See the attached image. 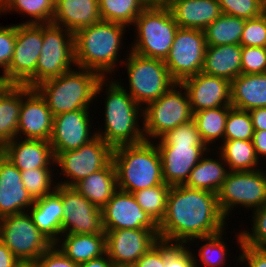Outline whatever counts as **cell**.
Returning a JSON list of instances; mask_svg holds the SVG:
<instances>
[{
  "label": "cell",
  "mask_w": 266,
  "mask_h": 267,
  "mask_svg": "<svg viewBox=\"0 0 266 267\" xmlns=\"http://www.w3.org/2000/svg\"><path fill=\"white\" fill-rule=\"evenodd\" d=\"M217 194L185 185L170 187L166 213L159 224V240L187 245L195 238L226 230Z\"/></svg>",
  "instance_id": "6da1fadb"
},
{
  "label": "cell",
  "mask_w": 266,
  "mask_h": 267,
  "mask_svg": "<svg viewBox=\"0 0 266 267\" xmlns=\"http://www.w3.org/2000/svg\"><path fill=\"white\" fill-rule=\"evenodd\" d=\"M112 78V79H111ZM102 78L96 88L95 97L104 92V129H96V135L113 149L124 145H135L145 141L143 132V108L129 95L114 77ZM107 87V88H106Z\"/></svg>",
  "instance_id": "7a4b0ae2"
},
{
  "label": "cell",
  "mask_w": 266,
  "mask_h": 267,
  "mask_svg": "<svg viewBox=\"0 0 266 267\" xmlns=\"http://www.w3.org/2000/svg\"><path fill=\"white\" fill-rule=\"evenodd\" d=\"M126 28L123 24L101 20L78 30L74 34L76 66L94 71L102 78L116 75L115 68L125 60L119 53L125 43Z\"/></svg>",
  "instance_id": "3957f363"
},
{
  "label": "cell",
  "mask_w": 266,
  "mask_h": 267,
  "mask_svg": "<svg viewBox=\"0 0 266 267\" xmlns=\"http://www.w3.org/2000/svg\"><path fill=\"white\" fill-rule=\"evenodd\" d=\"M101 79L98 73L75 66L58 77L41 82L34 89L54 117L76 110L92 111L90 103L96 99V88Z\"/></svg>",
  "instance_id": "277c9868"
},
{
  "label": "cell",
  "mask_w": 266,
  "mask_h": 267,
  "mask_svg": "<svg viewBox=\"0 0 266 267\" xmlns=\"http://www.w3.org/2000/svg\"><path fill=\"white\" fill-rule=\"evenodd\" d=\"M112 162L117 188L122 191L133 193L165 183L160 153L154 141L116 147Z\"/></svg>",
  "instance_id": "5b68a950"
},
{
  "label": "cell",
  "mask_w": 266,
  "mask_h": 267,
  "mask_svg": "<svg viewBox=\"0 0 266 267\" xmlns=\"http://www.w3.org/2000/svg\"><path fill=\"white\" fill-rule=\"evenodd\" d=\"M133 25L136 39L129 49L146 58L165 60L179 28L170 9L147 6Z\"/></svg>",
  "instance_id": "8992f818"
},
{
  "label": "cell",
  "mask_w": 266,
  "mask_h": 267,
  "mask_svg": "<svg viewBox=\"0 0 266 267\" xmlns=\"http://www.w3.org/2000/svg\"><path fill=\"white\" fill-rule=\"evenodd\" d=\"M126 54L125 63L128 75V84L124 87L121 79L117 82L126 90L129 95L144 108L152 101L159 99L164 93L170 90L177 82L170 75L164 60L146 58L135 54L131 50Z\"/></svg>",
  "instance_id": "52a82bcc"
},
{
  "label": "cell",
  "mask_w": 266,
  "mask_h": 267,
  "mask_svg": "<svg viewBox=\"0 0 266 267\" xmlns=\"http://www.w3.org/2000/svg\"><path fill=\"white\" fill-rule=\"evenodd\" d=\"M191 120L193 113L188 93L181 83H176L159 99L143 108L145 141H156L166 132Z\"/></svg>",
  "instance_id": "ba28073f"
},
{
  "label": "cell",
  "mask_w": 266,
  "mask_h": 267,
  "mask_svg": "<svg viewBox=\"0 0 266 267\" xmlns=\"http://www.w3.org/2000/svg\"><path fill=\"white\" fill-rule=\"evenodd\" d=\"M43 45V24H16L12 60L0 84L36 86V66Z\"/></svg>",
  "instance_id": "9c48e42d"
},
{
  "label": "cell",
  "mask_w": 266,
  "mask_h": 267,
  "mask_svg": "<svg viewBox=\"0 0 266 267\" xmlns=\"http://www.w3.org/2000/svg\"><path fill=\"white\" fill-rule=\"evenodd\" d=\"M263 169L228 172L217 193L219 207L227 220L234 208L254 211L266 204V170Z\"/></svg>",
  "instance_id": "30bf717a"
},
{
  "label": "cell",
  "mask_w": 266,
  "mask_h": 267,
  "mask_svg": "<svg viewBox=\"0 0 266 267\" xmlns=\"http://www.w3.org/2000/svg\"><path fill=\"white\" fill-rule=\"evenodd\" d=\"M113 148L96 136L90 142L75 150L60 152L55 157V169L64 178L57 184L73 187L80 180L106 167L113 156ZM64 180V181H63Z\"/></svg>",
  "instance_id": "8fae6325"
},
{
  "label": "cell",
  "mask_w": 266,
  "mask_h": 267,
  "mask_svg": "<svg viewBox=\"0 0 266 267\" xmlns=\"http://www.w3.org/2000/svg\"><path fill=\"white\" fill-rule=\"evenodd\" d=\"M75 66L74 34L53 23L43 24V45L36 66V86Z\"/></svg>",
  "instance_id": "7c38bea8"
},
{
  "label": "cell",
  "mask_w": 266,
  "mask_h": 267,
  "mask_svg": "<svg viewBox=\"0 0 266 267\" xmlns=\"http://www.w3.org/2000/svg\"><path fill=\"white\" fill-rule=\"evenodd\" d=\"M0 240L18 260L38 259L54 245L38 230L29 212L0 218Z\"/></svg>",
  "instance_id": "4fadbf2b"
},
{
  "label": "cell",
  "mask_w": 266,
  "mask_h": 267,
  "mask_svg": "<svg viewBox=\"0 0 266 267\" xmlns=\"http://www.w3.org/2000/svg\"><path fill=\"white\" fill-rule=\"evenodd\" d=\"M206 46L204 30L178 28L164 60L170 75L177 83L202 72Z\"/></svg>",
  "instance_id": "5bb4252c"
},
{
  "label": "cell",
  "mask_w": 266,
  "mask_h": 267,
  "mask_svg": "<svg viewBox=\"0 0 266 267\" xmlns=\"http://www.w3.org/2000/svg\"><path fill=\"white\" fill-rule=\"evenodd\" d=\"M101 209L104 230L150 229L159 235V225L143 211L132 193L117 189Z\"/></svg>",
  "instance_id": "9a60e30c"
},
{
  "label": "cell",
  "mask_w": 266,
  "mask_h": 267,
  "mask_svg": "<svg viewBox=\"0 0 266 267\" xmlns=\"http://www.w3.org/2000/svg\"><path fill=\"white\" fill-rule=\"evenodd\" d=\"M64 216L62 234L105 233L102 225V209L92 204L74 187L61 185Z\"/></svg>",
  "instance_id": "2e32d148"
},
{
  "label": "cell",
  "mask_w": 266,
  "mask_h": 267,
  "mask_svg": "<svg viewBox=\"0 0 266 267\" xmlns=\"http://www.w3.org/2000/svg\"><path fill=\"white\" fill-rule=\"evenodd\" d=\"M90 110L65 112L53 117L50 144L56 157L60 152L75 150L94 139L96 130Z\"/></svg>",
  "instance_id": "e0dca14e"
},
{
  "label": "cell",
  "mask_w": 266,
  "mask_h": 267,
  "mask_svg": "<svg viewBox=\"0 0 266 267\" xmlns=\"http://www.w3.org/2000/svg\"><path fill=\"white\" fill-rule=\"evenodd\" d=\"M106 253L113 264L134 265L159 237L150 229L104 230Z\"/></svg>",
  "instance_id": "ac0fdd59"
},
{
  "label": "cell",
  "mask_w": 266,
  "mask_h": 267,
  "mask_svg": "<svg viewBox=\"0 0 266 267\" xmlns=\"http://www.w3.org/2000/svg\"><path fill=\"white\" fill-rule=\"evenodd\" d=\"M53 116L45 100L34 89L22 85L17 137L49 141L52 134Z\"/></svg>",
  "instance_id": "d6986e66"
},
{
  "label": "cell",
  "mask_w": 266,
  "mask_h": 267,
  "mask_svg": "<svg viewBox=\"0 0 266 267\" xmlns=\"http://www.w3.org/2000/svg\"><path fill=\"white\" fill-rule=\"evenodd\" d=\"M165 184L184 185L191 170L210 149L205 144H156Z\"/></svg>",
  "instance_id": "ffe728a7"
},
{
  "label": "cell",
  "mask_w": 266,
  "mask_h": 267,
  "mask_svg": "<svg viewBox=\"0 0 266 267\" xmlns=\"http://www.w3.org/2000/svg\"><path fill=\"white\" fill-rule=\"evenodd\" d=\"M181 84L188 93L192 113L231 106V82L229 80L200 72L184 79Z\"/></svg>",
  "instance_id": "44dd1931"
},
{
  "label": "cell",
  "mask_w": 266,
  "mask_h": 267,
  "mask_svg": "<svg viewBox=\"0 0 266 267\" xmlns=\"http://www.w3.org/2000/svg\"><path fill=\"white\" fill-rule=\"evenodd\" d=\"M33 204L20 170L0 152V218L28 212Z\"/></svg>",
  "instance_id": "7402d4cb"
},
{
  "label": "cell",
  "mask_w": 266,
  "mask_h": 267,
  "mask_svg": "<svg viewBox=\"0 0 266 267\" xmlns=\"http://www.w3.org/2000/svg\"><path fill=\"white\" fill-rule=\"evenodd\" d=\"M0 152L19 170L55 166V156L49 141L16 137L6 143Z\"/></svg>",
  "instance_id": "603a6c76"
},
{
  "label": "cell",
  "mask_w": 266,
  "mask_h": 267,
  "mask_svg": "<svg viewBox=\"0 0 266 267\" xmlns=\"http://www.w3.org/2000/svg\"><path fill=\"white\" fill-rule=\"evenodd\" d=\"M99 0H55L53 24L75 34L101 21Z\"/></svg>",
  "instance_id": "cb8c5ba5"
},
{
  "label": "cell",
  "mask_w": 266,
  "mask_h": 267,
  "mask_svg": "<svg viewBox=\"0 0 266 267\" xmlns=\"http://www.w3.org/2000/svg\"><path fill=\"white\" fill-rule=\"evenodd\" d=\"M28 212L38 230L55 243L61 237L64 216L61 185L57 184L52 193L34 200Z\"/></svg>",
  "instance_id": "d4e9b609"
},
{
  "label": "cell",
  "mask_w": 266,
  "mask_h": 267,
  "mask_svg": "<svg viewBox=\"0 0 266 267\" xmlns=\"http://www.w3.org/2000/svg\"><path fill=\"white\" fill-rule=\"evenodd\" d=\"M167 7L180 28L204 30L222 14L218 0H172Z\"/></svg>",
  "instance_id": "484cf974"
},
{
  "label": "cell",
  "mask_w": 266,
  "mask_h": 267,
  "mask_svg": "<svg viewBox=\"0 0 266 267\" xmlns=\"http://www.w3.org/2000/svg\"><path fill=\"white\" fill-rule=\"evenodd\" d=\"M54 245L80 265L106 253V234H61Z\"/></svg>",
  "instance_id": "4316f807"
},
{
  "label": "cell",
  "mask_w": 266,
  "mask_h": 267,
  "mask_svg": "<svg viewBox=\"0 0 266 267\" xmlns=\"http://www.w3.org/2000/svg\"><path fill=\"white\" fill-rule=\"evenodd\" d=\"M231 106L243 111L266 107V73H241L233 79Z\"/></svg>",
  "instance_id": "83f0119b"
},
{
  "label": "cell",
  "mask_w": 266,
  "mask_h": 267,
  "mask_svg": "<svg viewBox=\"0 0 266 267\" xmlns=\"http://www.w3.org/2000/svg\"><path fill=\"white\" fill-rule=\"evenodd\" d=\"M241 45L206 46L202 72L230 82L241 74Z\"/></svg>",
  "instance_id": "f1b7e54d"
},
{
  "label": "cell",
  "mask_w": 266,
  "mask_h": 267,
  "mask_svg": "<svg viewBox=\"0 0 266 267\" xmlns=\"http://www.w3.org/2000/svg\"><path fill=\"white\" fill-rule=\"evenodd\" d=\"M92 204L104 207L117 188L116 171L111 161L106 167L80 180L73 186Z\"/></svg>",
  "instance_id": "f546056e"
},
{
  "label": "cell",
  "mask_w": 266,
  "mask_h": 267,
  "mask_svg": "<svg viewBox=\"0 0 266 267\" xmlns=\"http://www.w3.org/2000/svg\"><path fill=\"white\" fill-rule=\"evenodd\" d=\"M191 170L185 186L193 189H202L217 194L223 185L229 172L227 164L223 160L221 154L212 158L209 152ZM209 154V155H208ZM210 156V157H209Z\"/></svg>",
  "instance_id": "4dcf8cb0"
},
{
  "label": "cell",
  "mask_w": 266,
  "mask_h": 267,
  "mask_svg": "<svg viewBox=\"0 0 266 267\" xmlns=\"http://www.w3.org/2000/svg\"><path fill=\"white\" fill-rule=\"evenodd\" d=\"M22 85L0 84V149L17 137Z\"/></svg>",
  "instance_id": "1f68e13d"
},
{
  "label": "cell",
  "mask_w": 266,
  "mask_h": 267,
  "mask_svg": "<svg viewBox=\"0 0 266 267\" xmlns=\"http://www.w3.org/2000/svg\"><path fill=\"white\" fill-rule=\"evenodd\" d=\"M213 149L215 150L214 155L221 154L229 171H254L260 169L261 162L257 158L252 140H224L218 147L216 146Z\"/></svg>",
  "instance_id": "d6a6232c"
},
{
  "label": "cell",
  "mask_w": 266,
  "mask_h": 267,
  "mask_svg": "<svg viewBox=\"0 0 266 267\" xmlns=\"http://www.w3.org/2000/svg\"><path fill=\"white\" fill-rule=\"evenodd\" d=\"M231 108L232 106H221L193 113L200 137L209 149L215 146L216 141H224L226 119Z\"/></svg>",
  "instance_id": "836d02e7"
},
{
  "label": "cell",
  "mask_w": 266,
  "mask_h": 267,
  "mask_svg": "<svg viewBox=\"0 0 266 267\" xmlns=\"http://www.w3.org/2000/svg\"><path fill=\"white\" fill-rule=\"evenodd\" d=\"M11 12L30 18L23 24H48L54 17L55 0H4L0 4V15Z\"/></svg>",
  "instance_id": "e575fe53"
},
{
  "label": "cell",
  "mask_w": 266,
  "mask_h": 267,
  "mask_svg": "<svg viewBox=\"0 0 266 267\" xmlns=\"http://www.w3.org/2000/svg\"><path fill=\"white\" fill-rule=\"evenodd\" d=\"M246 19L221 14L205 29L207 46L240 45Z\"/></svg>",
  "instance_id": "d590c367"
},
{
  "label": "cell",
  "mask_w": 266,
  "mask_h": 267,
  "mask_svg": "<svg viewBox=\"0 0 266 267\" xmlns=\"http://www.w3.org/2000/svg\"><path fill=\"white\" fill-rule=\"evenodd\" d=\"M224 232L223 230L212 236L195 238L187 244L190 247L191 243L201 241L202 244L204 242L198 247V251L196 250V253L198 252L197 256L196 253H193L195 267H201L200 264L204 265V267H225L224 265L228 264L226 261H229L230 253L228 252L230 250H228L229 247L226 245V238H223V235H226V232Z\"/></svg>",
  "instance_id": "8d00e7d4"
},
{
  "label": "cell",
  "mask_w": 266,
  "mask_h": 267,
  "mask_svg": "<svg viewBox=\"0 0 266 267\" xmlns=\"http://www.w3.org/2000/svg\"><path fill=\"white\" fill-rule=\"evenodd\" d=\"M147 7L143 0H99L100 17L104 21L119 23L130 28Z\"/></svg>",
  "instance_id": "74e56055"
},
{
  "label": "cell",
  "mask_w": 266,
  "mask_h": 267,
  "mask_svg": "<svg viewBox=\"0 0 266 267\" xmlns=\"http://www.w3.org/2000/svg\"><path fill=\"white\" fill-rule=\"evenodd\" d=\"M170 187V185L163 183L155 187L145 188L132 193L143 211L149 214L158 225L163 220L166 213Z\"/></svg>",
  "instance_id": "f35d334b"
},
{
  "label": "cell",
  "mask_w": 266,
  "mask_h": 267,
  "mask_svg": "<svg viewBox=\"0 0 266 267\" xmlns=\"http://www.w3.org/2000/svg\"><path fill=\"white\" fill-rule=\"evenodd\" d=\"M55 169L56 167L20 170L22 182L33 200L40 199L56 189L58 180L53 179V176L56 178L53 173Z\"/></svg>",
  "instance_id": "ab89813d"
},
{
  "label": "cell",
  "mask_w": 266,
  "mask_h": 267,
  "mask_svg": "<svg viewBox=\"0 0 266 267\" xmlns=\"http://www.w3.org/2000/svg\"><path fill=\"white\" fill-rule=\"evenodd\" d=\"M254 128L248 111L231 108L224 132V140H252Z\"/></svg>",
  "instance_id": "60d3db41"
},
{
  "label": "cell",
  "mask_w": 266,
  "mask_h": 267,
  "mask_svg": "<svg viewBox=\"0 0 266 267\" xmlns=\"http://www.w3.org/2000/svg\"><path fill=\"white\" fill-rule=\"evenodd\" d=\"M251 228L242 231V243L258 249L266 250V204L254 210L251 215ZM250 231V232H249Z\"/></svg>",
  "instance_id": "b9f144b4"
},
{
  "label": "cell",
  "mask_w": 266,
  "mask_h": 267,
  "mask_svg": "<svg viewBox=\"0 0 266 267\" xmlns=\"http://www.w3.org/2000/svg\"><path fill=\"white\" fill-rule=\"evenodd\" d=\"M223 14L244 19L261 16L266 12V5L261 0H218Z\"/></svg>",
  "instance_id": "7bdbcfd3"
},
{
  "label": "cell",
  "mask_w": 266,
  "mask_h": 267,
  "mask_svg": "<svg viewBox=\"0 0 266 267\" xmlns=\"http://www.w3.org/2000/svg\"><path fill=\"white\" fill-rule=\"evenodd\" d=\"M154 142L156 144H204L194 120L166 132Z\"/></svg>",
  "instance_id": "ee69618b"
},
{
  "label": "cell",
  "mask_w": 266,
  "mask_h": 267,
  "mask_svg": "<svg viewBox=\"0 0 266 267\" xmlns=\"http://www.w3.org/2000/svg\"><path fill=\"white\" fill-rule=\"evenodd\" d=\"M241 46L265 47L266 12L259 17L247 19L241 35Z\"/></svg>",
  "instance_id": "f6af8a7d"
},
{
  "label": "cell",
  "mask_w": 266,
  "mask_h": 267,
  "mask_svg": "<svg viewBox=\"0 0 266 267\" xmlns=\"http://www.w3.org/2000/svg\"><path fill=\"white\" fill-rule=\"evenodd\" d=\"M192 251L187 245L164 241L165 267H195Z\"/></svg>",
  "instance_id": "bcb514c9"
},
{
  "label": "cell",
  "mask_w": 266,
  "mask_h": 267,
  "mask_svg": "<svg viewBox=\"0 0 266 267\" xmlns=\"http://www.w3.org/2000/svg\"><path fill=\"white\" fill-rule=\"evenodd\" d=\"M241 56L242 74L266 73L265 47L242 46Z\"/></svg>",
  "instance_id": "7dc6e473"
},
{
  "label": "cell",
  "mask_w": 266,
  "mask_h": 267,
  "mask_svg": "<svg viewBox=\"0 0 266 267\" xmlns=\"http://www.w3.org/2000/svg\"><path fill=\"white\" fill-rule=\"evenodd\" d=\"M16 40V24L0 26V69L2 75L6 74L8 66L12 60L14 52V44Z\"/></svg>",
  "instance_id": "c3c4849f"
},
{
  "label": "cell",
  "mask_w": 266,
  "mask_h": 267,
  "mask_svg": "<svg viewBox=\"0 0 266 267\" xmlns=\"http://www.w3.org/2000/svg\"><path fill=\"white\" fill-rule=\"evenodd\" d=\"M236 242L240 249L237 263H245L246 267H266V250L246 246L242 243V231L235 233ZM247 262V263H246Z\"/></svg>",
  "instance_id": "681fc988"
},
{
  "label": "cell",
  "mask_w": 266,
  "mask_h": 267,
  "mask_svg": "<svg viewBox=\"0 0 266 267\" xmlns=\"http://www.w3.org/2000/svg\"><path fill=\"white\" fill-rule=\"evenodd\" d=\"M134 267H165L164 241L159 240L134 264Z\"/></svg>",
  "instance_id": "f907efd6"
},
{
  "label": "cell",
  "mask_w": 266,
  "mask_h": 267,
  "mask_svg": "<svg viewBox=\"0 0 266 267\" xmlns=\"http://www.w3.org/2000/svg\"><path fill=\"white\" fill-rule=\"evenodd\" d=\"M41 267H79L66 257L55 245L45 251L39 258Z\"/></svg>",
  "instance_id": "816d5d0a"
},
{
  "label": "cell",
  "mask_w": 266,
  "mask_h": 267,
  "mask_svg": "<svg viewBox=\"0 0 266 267\" xmlns=\"http://www.w3.org/2000/svg\"><path fill=\"white\" fill-rule=\"evenodd\" d=\"M252 143L254 145L257 158L259 160L262 158L266 160V130H254Z\"/></svg>",
  "instance_id": "f5cc1de1"
},
{
  "label": "cell",
  "mask_w": 266,
  "mask_h": 267,
  "mask_svg": "<svg viewBox=\"0 0 266 267\" xmlns=\"http://www.w3.org/2000/svg\"><path fill=\"white\" fill-rule=\"evenodd\" d=\"M254 130H266V107L256 108L248 111Z\"/></svg>",
  "instance_id": "db71d44e"
},
{
  "label": "cell",
  "mask_w": 266,
  "mask_h": 267,
  "mask_svg": "<svg viewBox=\"0 0 266 267\" xmlns=\"http://www.w3.org/2000/svg\"><path fill=\"white\" fill-rule=\"evenodd\" d=\"M18 259L0 240V267H14Z\"/></svg>",
  "instance_id": "11a10c76"
},
{
  "label": "cell",
  "mask_w": 266,
  "mask_h": 267,
  "mask_svg": "<svg viewBox=\"0 0 266 267\" xmlns=\"http://www.w3.org/2000/svg\"><path fill=\"white\" fill-rule=\"evenodd\" d=\"M112 266L113 263L108 257L107 253L79 265V267H112Z\"/></svg>",
  "instance_id": "9f6ffc18"
},
{
  "label": "cell",
  "mask_w": 266,
  "mask_h": 267,
  "mask_svg": "<svg viewBox=\"0 0 266 267\" xmlns=\"http://www.w3.org/2000/svg\"><path fill=\"white\" fill-rule=\"evenodd\" d=\"M14 267H41L40 260H18Z\"/></svg>",
  "instance_id": "6f0895ef"
},
{
  "label": "cell",
  "mask_w": 266,
  "mask_h": 267,
  "mask_svg": "<svg viewBox=\"0 0 266 267\" xmlns=\"http://www.w3.org/2000/svg\"><path fill=\"white\" fill-rule=\"evenodd\" d=\"M147 6L167 7L172 0H143Z\"/></svg>",
  "instance_id": "680465c9"
},
{
  "label": "cell",
  "mask_w": 266,
  "mask_h": 267,
  "mask_svg": "<svg viewBox=\"0 0 266 267\" xmlns=\"http://www.w3.org/2000/svg\"><path fill=\"white\" fill-rule=\"evenodd\" d=\"M112 267H134V265H116V264H113Z\"/></svg>",
  "instance_id": "91938a15"
}]
</instances>
